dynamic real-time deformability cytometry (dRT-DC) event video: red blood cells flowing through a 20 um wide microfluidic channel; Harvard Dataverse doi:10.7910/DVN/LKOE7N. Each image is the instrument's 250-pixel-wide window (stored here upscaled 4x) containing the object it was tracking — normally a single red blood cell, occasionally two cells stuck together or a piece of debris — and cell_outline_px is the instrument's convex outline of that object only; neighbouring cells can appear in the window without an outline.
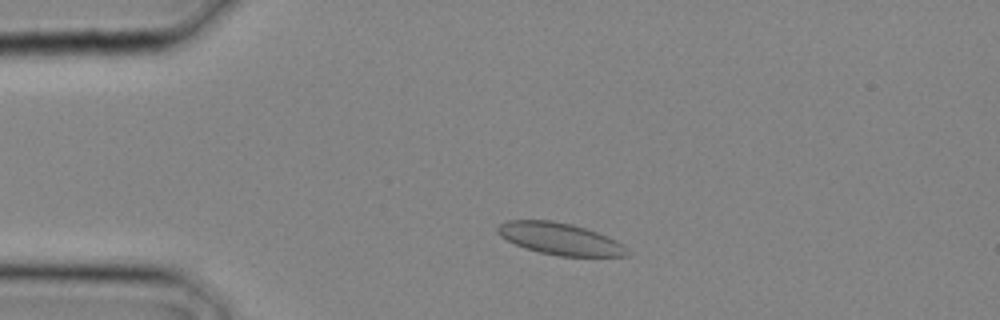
{"species": "common noctule bat (a hibernating species)", "species_latin": "Nyctalus noctula", "temperature_condition": "cold", "stored_images_in_passage": 10, "camera_frame_rate_fps": 3000, "um_per_image_px": 0.085, "animal": {"sex": "male", "body_mass_g": 20.4}, "frame": {"image": 1, "passage_image": 4, "time_ms": 1.0, "image_size_px": [1000, 320], "cell_outline_px": [[628, 256], [560, 256], [540, 252], [516, 244], [500, 236], [496, 232], [496, 228], [500, 224], [508, 220], [552, 220], [572, 224], [608, 236], [624, 244], [628, 248]], "centroid_in_image_um": [47.62, 20.29], "position_along_channel_um": 37.4, "area_um2": 23.93}}
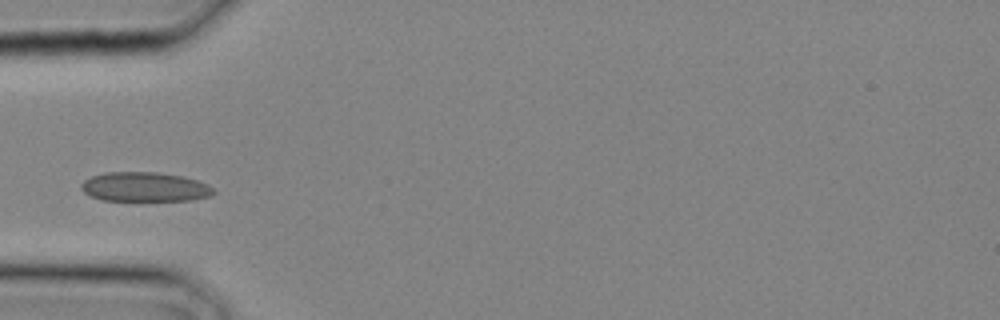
{"frame": {"image": 2, "passage_image": 7, "time_ms": 2.0, "image_size_px": [1000, 320], "cell_outline_px": [[216, 192], [212, 196], [192, 200], [104, 200], [92, 196], [84, 192], [80, 188], [80, 184], [84, 180], [92, 176], [104, 172], [156, 172], [180, 176], [196, 180], [208, 184], [216, 188]], "centroid_in_image_um": [12.33, 15.88], "position_along_channel_um": 72.7, "area_um2": 22.72}}
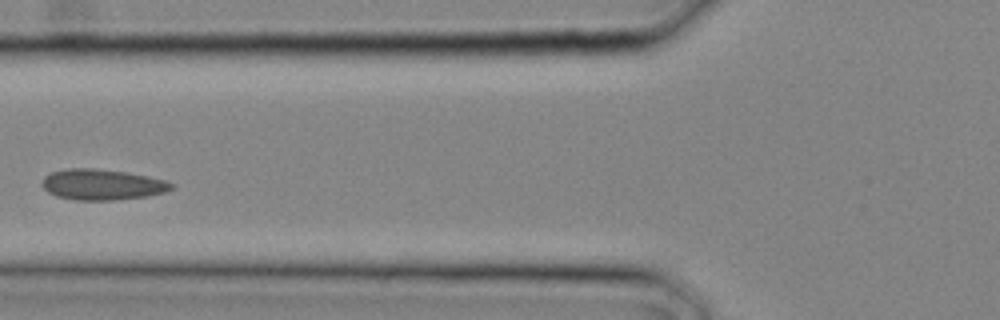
{"frame": {"image": 3, "passage_image": 9, "time_ms": 2.667, "image_size_px": [1000, 320], "cell_outline_px": [[176, 184], [172, 188], [164, 192], [148, 196], [112, 200], [76, 200], [56, 196], [48, 192], [40, 184], [44, 176], [52, 172], [68, 168], [92, 168], [124, 172], [148, 176], [164, 180]], "centroid_in_image_um": [8.66, 15.69], "position_along_channel_um": 117.1, "area_um2": 23.12}}